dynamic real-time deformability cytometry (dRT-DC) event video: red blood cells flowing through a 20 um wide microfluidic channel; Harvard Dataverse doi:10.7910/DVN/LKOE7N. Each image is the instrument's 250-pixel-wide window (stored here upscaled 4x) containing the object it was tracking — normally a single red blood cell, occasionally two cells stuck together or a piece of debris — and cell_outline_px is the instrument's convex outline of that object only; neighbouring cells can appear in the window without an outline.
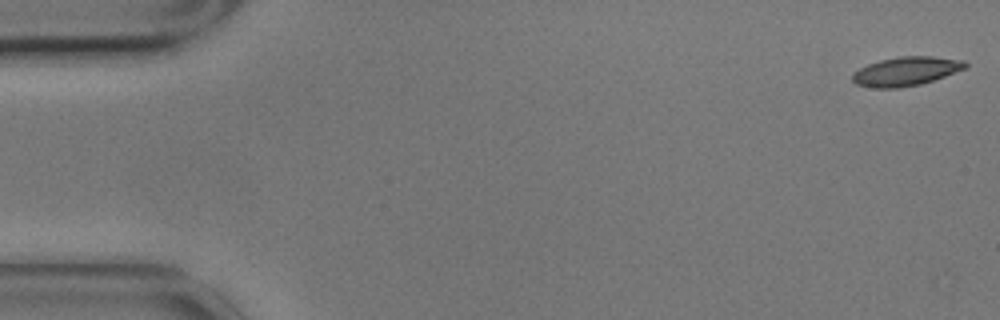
{"species": "common noctule bat (a hibernating species)", "species_latin": "Nyctalus noctula", "temperature_condition": "cold", "stored_images_in_passage": 57, "camera_frame_rate_fps": 3000, "um_per_image_px": 0.085, "animal": {"sex": "male", "body_mass_g": 17.9}, "frame": {"image": 1, "passage_image": 1, "time_ms": 0.0, "image_size_px": [1000, 320], "cell_outline_px": [[968, 64], [964, 68], [944, 76], [920, 84], [900, 88], [872, 88], [856, 84], [852, 80], [852, 72], [868, 64], [880, 60], [900, 56], [932, 56], [964, 60]], "centroid_in_image_um": [76.96, 6.06], "position_along_channel_um": 8.0, "area_um2": 18.96}}
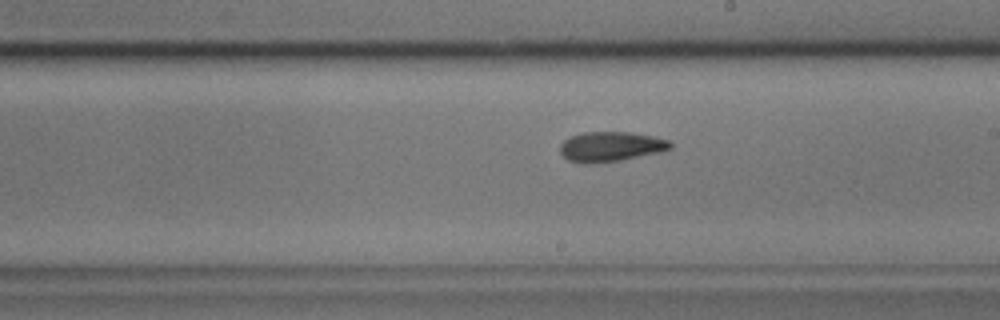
{"frame": {"image": 2, "passage_image": 32, "time_ms": 10.333, "image_size_px": [1000, 320], "cell_outline_px": [[672, 148], [660, 152], [620, 160], [568, 160], [560, 152], [560, 144], [564, 140], [572, 136], [584, 132], [628, 132], [652, 136], [668, 140], [672, 144]], "centroid_in_image_um": [51.97, 12.41], "position_along_channel_um": 237.0, "area_um2": 18.26}}
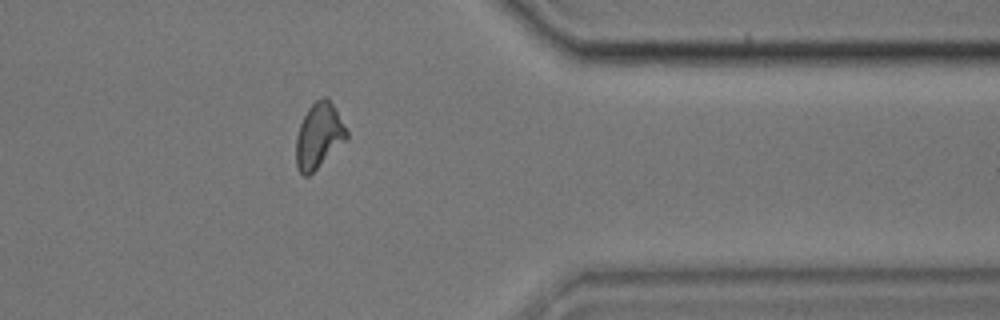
{"frame": {"image": 3, "passage_image": 46, "time_ms": 15.0, "image_size_px": [1000, 320], "cell_outline_px": [[348, 136], [308, 176], [304, 176], [300, 172], [296, 164], [296, 136], [300, 124], [308, 108], [316, 100], [324, 96], [328, 96], [336, 108], [348, 132]], "centroid_in_image_um": [27.08, 11.48], "position_along_channel_um": 384.3, "area_um2": 18.84}, "authors_computed_cell_mechanics": {"area_um2": 18.9584, "velocity_mm_per_s": 3.4756, "shape_relaxation_time_tau1_ms": 7.5993, "shape_relaxation_time_tau2_ms": 4.0103, "deformation_change_tau1": 0.1851, "deformation_change_tau2": 0.1102}}